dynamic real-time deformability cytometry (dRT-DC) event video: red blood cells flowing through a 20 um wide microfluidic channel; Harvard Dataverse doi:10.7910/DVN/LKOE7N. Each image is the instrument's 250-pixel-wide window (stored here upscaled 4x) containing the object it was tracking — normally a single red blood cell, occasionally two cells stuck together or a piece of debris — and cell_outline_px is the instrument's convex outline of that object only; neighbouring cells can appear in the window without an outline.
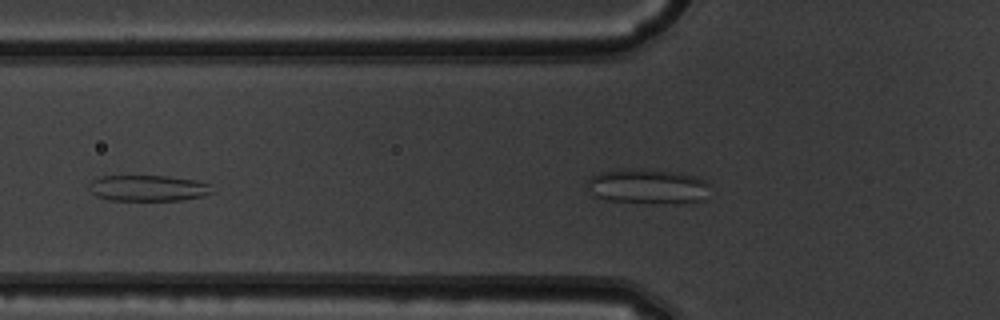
{"species": "common noctule bat (a hibernating species)", "species_latin": "Nyctalus noctula", "temperature_condition": "warm", "stored_images_in_passage": 9, "camera_frame_rate_fps": 3000, "um_per_image_px": 0.085, "animal": {"sex": "male", "body_mass_g": 19.5, "forearm_length_mm": 54.6}, "frame": {"image": 1, "passage_image": 7, "time_ms": 2.0, "image_size_px": [1000, 320], "cell_outline_px": [[216, 192], [204, 196], [180, 200], [108, 200], [96, 196], [88, 188], [88, 184], [92, 180], [100, 176], [168, 176], [196, 180], [208, 184]], "centroid_in_image_um": [12.59, 15.99], "position_along_channel_um": 113.2, "area_um2": 18.79}}